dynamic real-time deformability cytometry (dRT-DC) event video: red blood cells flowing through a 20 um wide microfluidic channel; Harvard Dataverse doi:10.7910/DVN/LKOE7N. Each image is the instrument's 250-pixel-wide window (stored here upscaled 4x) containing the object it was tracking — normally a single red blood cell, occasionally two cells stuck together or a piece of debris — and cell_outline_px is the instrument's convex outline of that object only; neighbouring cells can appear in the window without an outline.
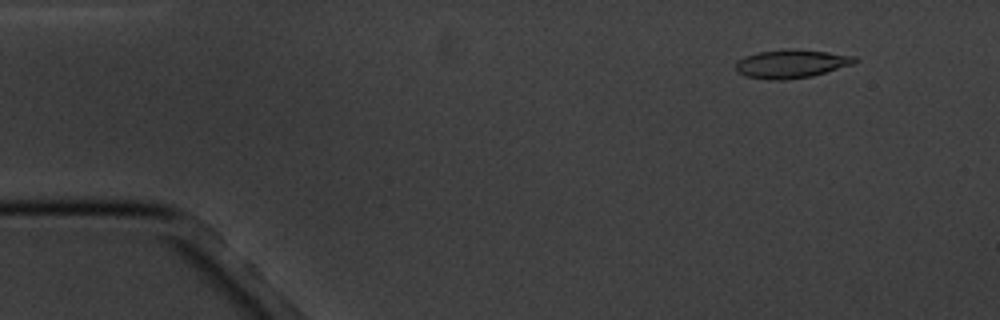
{"species": "common noctule bat (a hibernating species)", "species_latin": "Nyctalus noctula", "temperature_condition": "cold", "stored_images_in_passage": 5, "camera_frame_rate_fps": 3000, "um_per_image_px": 0.085, "animal": {"sex": "male", "body_mass_g": 20.1, "forearm_length_mm": 53.5}, "frame": {"image": 1, "passage_image": 2, "time_ms": 1.0, "image_size_px": [1000, 320], "cell_outline_px": [[860, 60], [852, 64], [812, 76], [784, 80], [768, 80], [744, 76], [736, 72], [736, 60], [744, 56], [756, 52], [784, 48], [792, 48], [828, 52], [856, 56]], "centroid_in_image_um": [67.21, 5.41], "position_along_channel_um": 17.8, "area_um2": 20.11}}
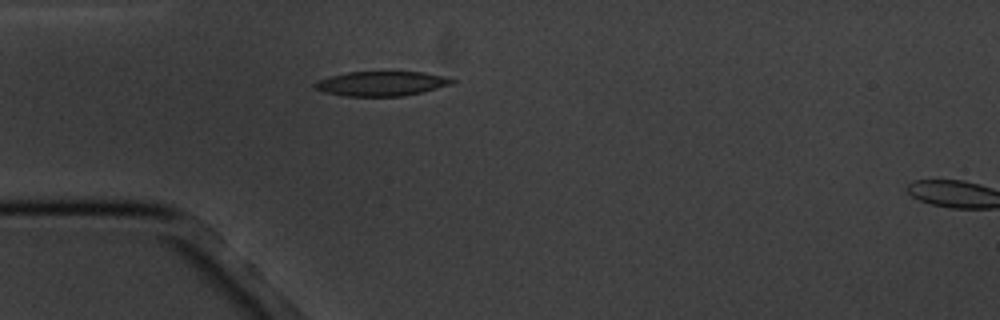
{"frame": {"image": 2, "passage_image": 4, "time_ms": 4.333, "image_size_px": [1000, 320], "cell_outline_px": [[456, 80], [452, 84], [404, 96], [344, 96], [324, 92], [312, 88], [312, 84], [316, 80], [328, 76], [348, 72], [424, 72], [444, 76]], "centroid_in_image_um": [32.34, 7.1], "position_along_channel_um": 52.7, "area_um2": 19.77}}